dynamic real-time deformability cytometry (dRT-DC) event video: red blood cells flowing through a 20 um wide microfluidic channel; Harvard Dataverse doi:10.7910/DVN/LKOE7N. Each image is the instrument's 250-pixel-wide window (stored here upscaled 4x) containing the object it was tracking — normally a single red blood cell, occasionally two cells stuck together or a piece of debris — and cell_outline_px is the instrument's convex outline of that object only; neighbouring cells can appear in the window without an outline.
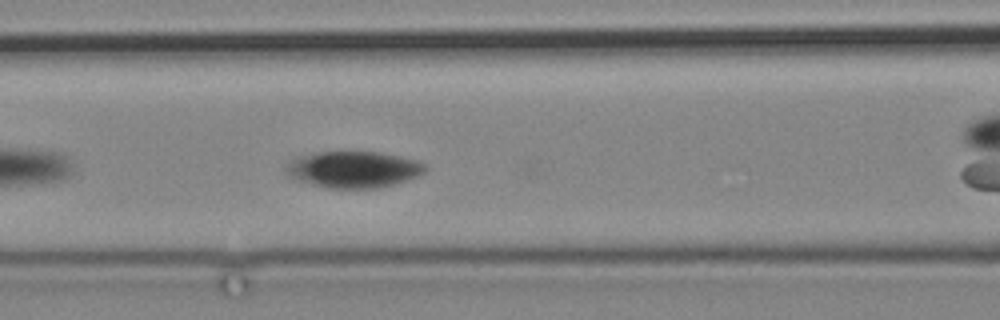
{"species": "common noctule bat (a hibernating species)", "species_latin": "Nyctalus noctula", "temperature_condition": "cold", "stored_images_in_passage": 4, "camera_frame_rate_fps": 3000, "um_per_image_px": 0.085, "animal": {"sex": "male", "body_mass_g": 19.2, "forearm_length_mm": 51.8}, "frame": {"image": 1, "passage_image": 3, "time_ms": 2.333, "image_size_px": [1000, 320], "cell_outline_px": [[428, 168], [424, 172], [416, 176], [392, 184], [376, 188], [328, 188], [296, 180], [288, 176], [284, 172], [284, 168], [292, 156], [320, 152], [380, 152], [420, 160], [428, 164]], "centroid_in_image_um": [30.0, 14.38], "position_along_channel_um": 136.6, "area_um2": 29.88}}